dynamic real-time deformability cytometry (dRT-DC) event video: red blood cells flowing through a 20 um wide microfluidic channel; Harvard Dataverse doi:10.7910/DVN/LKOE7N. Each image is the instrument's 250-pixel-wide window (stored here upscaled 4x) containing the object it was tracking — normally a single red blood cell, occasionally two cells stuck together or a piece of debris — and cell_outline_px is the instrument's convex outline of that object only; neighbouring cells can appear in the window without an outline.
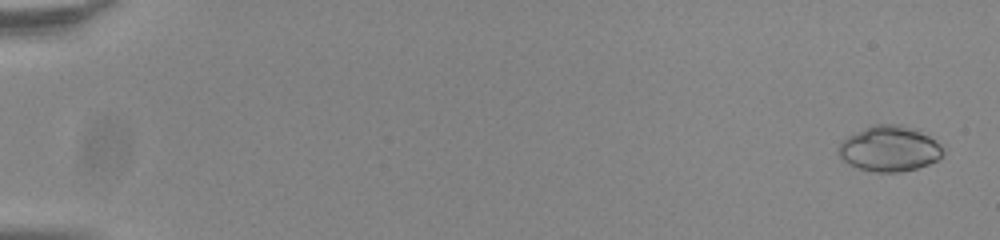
{"species": "common noctule bat (a hibernating species)", "species_latin": "Nyctalus noctula", "temperature_condition": "room temperature", "stored_images_in_passage": 56, "camera_frame_rate_fps": 3000, "um_per_image_px": 0.085, "animal": {"sex": "male", "body_mass_g": 20.0, "forearm_length_mm": 53.3}, "frame": {"image": 1, "passage_image": 3, "time_ms": 0.667, "image_size_px": [1000, 240], "cell_outline_px": [[944, 152], [936, 160], [928, 164], [916, 168], [900, 172], [876, 172], [860, 168], [848, 164], [840, 156], [840, 144], [848, 136], [876, 124], [900, 124], [920, 132], [928, 136]], "centroid_in_image_um": [75.58, 12.65], "position_along_channel_um": 9.4, "area_um2": 26.76}}
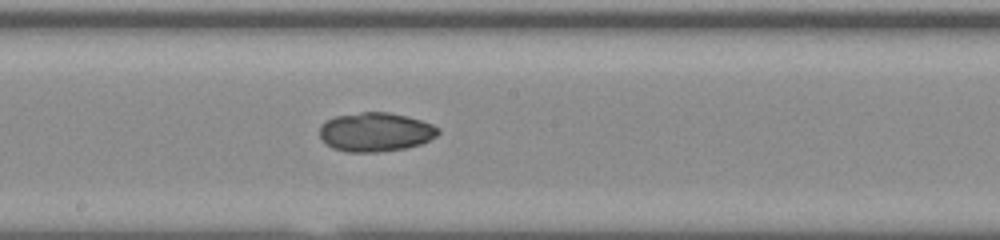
{"frame": {"image": 2, "passage_image": 33, "time_ms": 10.667, "image_size_px": [1000, 240], "cell_outline_px": [[440, 132], [436, 136], [420, 144], [404, 148], [376, 152], [348, 152], [332, 148], [320, 140], [320, 124], [324, 120], [336, 116], [360, 112], [388, 112], [420, 120], [432, 124], [440, 128]], "centroid_in_image_um": [31.87, 11.22], "position_along_channel_um": 216.3, "area_um2": 26.99}}
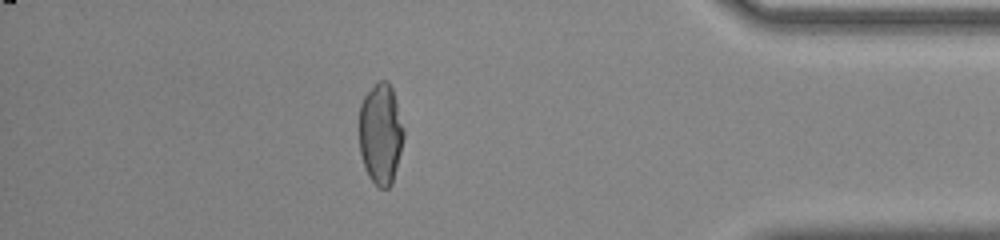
{"frame": {"image": 3, "passage_image": 50, "time_ms": 16.333, "image_size_px": [1000, 240], "cell_outline_px": [[404, 136], [392, 184], [388, 188], [380, 188], [368, 176], [360, 152], [360, 104], [364, 96], [380, 80], [388, 80], [392, 88], [396, 100], [404, 128]], "centroid_in_image_um": [32.37, 11.36], "position_along_channel_um": 402.8, "area_um2": 25.95}, "authors_computed_cell_mechanics": {"area_um2": 26.7325, "velocity_mm_per_s": 3.8431, "shape_relaxation_time_tau1_ms": null, "shape_relaxation_time_tau2_ms": 2.5763, "deformation_change_tau1": null, "deformation_change_tau2": 0.0403}}